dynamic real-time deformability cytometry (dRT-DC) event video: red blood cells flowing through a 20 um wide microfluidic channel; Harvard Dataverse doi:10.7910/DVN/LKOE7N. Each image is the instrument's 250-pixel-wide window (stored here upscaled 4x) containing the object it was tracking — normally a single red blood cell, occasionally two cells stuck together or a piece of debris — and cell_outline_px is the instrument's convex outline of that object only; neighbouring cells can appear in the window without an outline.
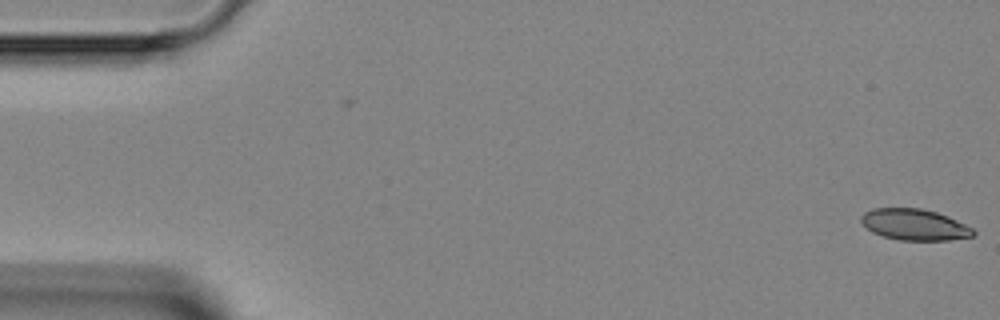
{"species": "Egyptian fruit bat (a non-hibernating species)", "species_latin": "Rousettus aegyptiacus", "temperature_condition": "room temperature", "stored_images_in_passage": 3, "camera_frame_rate_fps": 3000, "um_per_image_px": 0.085, "animal": {"sex": "female"}, "frame": {"image": 1, "passage_image": 3, "time_ms": 0.667, "image_size_px": [1000, 320], "cell_outline_px": [[976, 236], [948, 240], [900, 240], [884, 236], [872, 232], [860, 220], [860, 216], [864, 212], [872, 208], [920, 208], [936, 212], [948, 216], [972, 228], [976, 232]], "centroid_in_image_um": [77.74, 19.09], "position_along_channel_um": 7.3, "area_um2": 20.35}}